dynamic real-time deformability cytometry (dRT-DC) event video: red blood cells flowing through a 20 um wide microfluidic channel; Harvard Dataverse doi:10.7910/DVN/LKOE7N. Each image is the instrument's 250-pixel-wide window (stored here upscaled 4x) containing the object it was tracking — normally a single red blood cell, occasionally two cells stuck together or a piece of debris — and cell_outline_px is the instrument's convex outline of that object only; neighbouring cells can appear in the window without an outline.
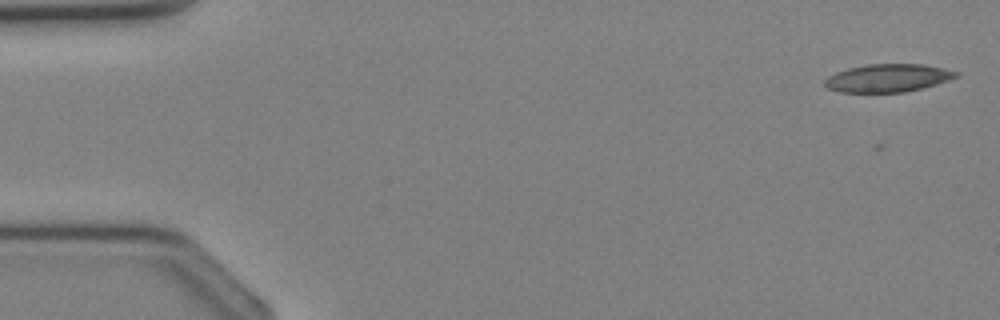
{"species": "Egyptian fruit bat (a non-hibernating species)", "species_latin": "Rousettus aegyptiacus", "temperature_condition": "cold", "stored_images_in_passage": 37, "camera_frame_rate_fps": 3000, "um_per_image_px": 0.085, "animal": {"sex": "female"}, "frame": {"image": 1, "passage_image": 4, "time_ms": 1.0, "image_size_px": [1000, 320], "cell_outline_px": [[960, 76], [924, 88], [904, 92], [840, 92], [828, 88], [824, 84], [824, 80], [828, 76], [836, 72], [848, 68], [868, 64], [924, 64], [960, 72]], "centroid_in_image_um": [75.49, 6.63], "position_along_channel_um": 9.5, "area_um2": 21.44}}
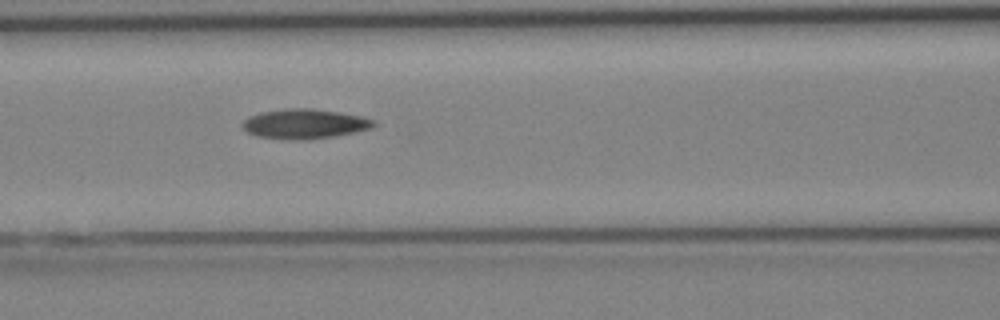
{"frame": {"image": 2, "passage_image": 18, "time_ms": 5.667, "image_size_px": [1000, 320], "cell_outline_px": [[376, 124], [372, 128], [356, 132], [336, 136], [304, 140], [288, 140], [256, 136], [248, 132], [240, 124], [244, 120], [252, 116], [264, 112], [284, 108], [308, 108], [340, 112], [360, 116], [376, 120]], "centroid_in_image_um": [25.92, 10.54], "position_along_channel_um": 140.7, "area_um2": 22.77}}
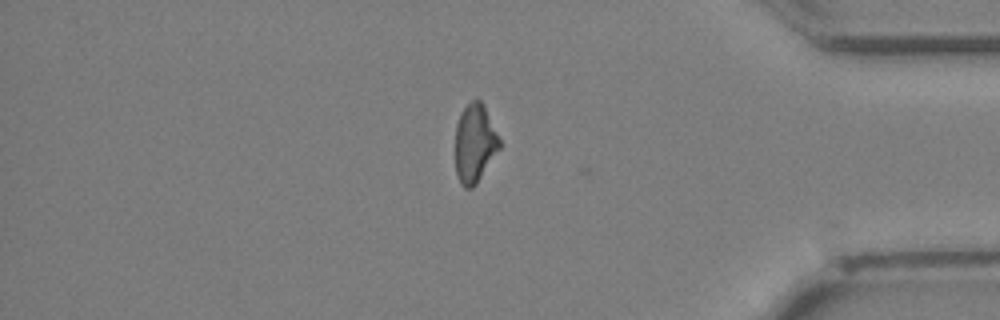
{"frame": {"image": 3, "passage_image": 33, "time_ms": 10.667, "image_size_px": [1000, 320], "cell_outline_px": [[500, 148], [476, 184], [472, 188], [464, 188], [460, 184], [456, 172], [456, 124], [460, 112], [472, 100], [480, 100], [500, 140]], "centroid_in_image_um": [40.33, 12.22], "position_along_channel_um": 394.9, "area_um2": 19.83}}